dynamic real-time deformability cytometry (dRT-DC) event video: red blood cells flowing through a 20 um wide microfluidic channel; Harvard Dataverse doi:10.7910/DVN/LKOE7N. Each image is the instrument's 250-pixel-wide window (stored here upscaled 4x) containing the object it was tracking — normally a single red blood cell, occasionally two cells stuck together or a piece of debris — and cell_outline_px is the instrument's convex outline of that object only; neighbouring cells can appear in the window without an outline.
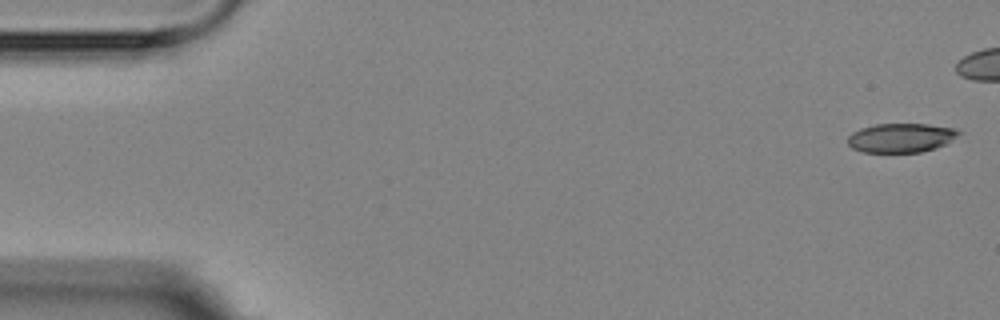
{"species": "Egyptian fruit bat (a non-hibernating species)", "species_latin": "Rousettus aegyptiacus", "temperature_condition": "room temperature", "stored_images_in_passage": 6, "camera_frame_rate_fps": 3000, "um_per_image_px": 0.085, "animal": {"sex": "female"}, "frame": {"image": 1, "passage_image": 1, "time_ms": 0.0, "image_size_px": [1000, 320], "cell_outline_px": [[964, 132], [944, 144], [936, 148], [920, 152], [864, 152], [852, 148], [848, 144], [848, 136], [852, 132], [860, 128], [876, 124], [928, 124], [956, 128]], "centroid_in_image_um": [76.6, 11.7], "position_along_channel_um": 8.4, "area_um2": 18.9}}